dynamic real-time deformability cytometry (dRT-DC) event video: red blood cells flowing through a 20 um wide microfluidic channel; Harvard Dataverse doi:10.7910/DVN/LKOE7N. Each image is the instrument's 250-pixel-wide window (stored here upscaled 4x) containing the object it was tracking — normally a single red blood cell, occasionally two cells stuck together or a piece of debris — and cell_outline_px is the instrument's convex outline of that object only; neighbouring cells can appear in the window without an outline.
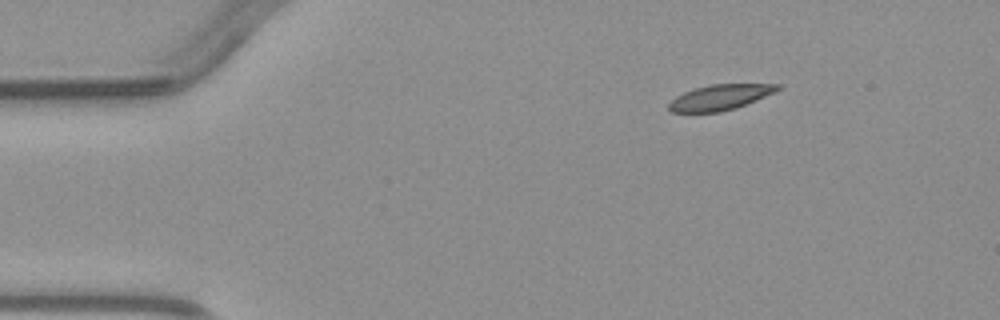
{"species": "common noctule bat (a hibernating species)", "species_latin": "Nyctalus noctula", "temperature_condition": "warm", "stored_images_in_passage": 3, "camera_frame_rate_fps": 3000, "um_per_image_px": 0.085, "animal": {"sex": "male", "body_mass_g": 23.1, "forearm_length_mm": 52.7}, "frame": {"image": 1, "passage_image": 1, "time_ms": 0.0, "image_size_px": [1000, 320], "cell_outline_px": [[780, 88], [776, 92], [736, 108], [720, 112], [668, 112], [668, 104], [676, 96], [684, 92], [696, 88], [712, 84], [780, 84]], "centroid_in_image_um": [61.2, 8.28], "position_along_channel_um": 23.8, "area_um2": 16.07}}
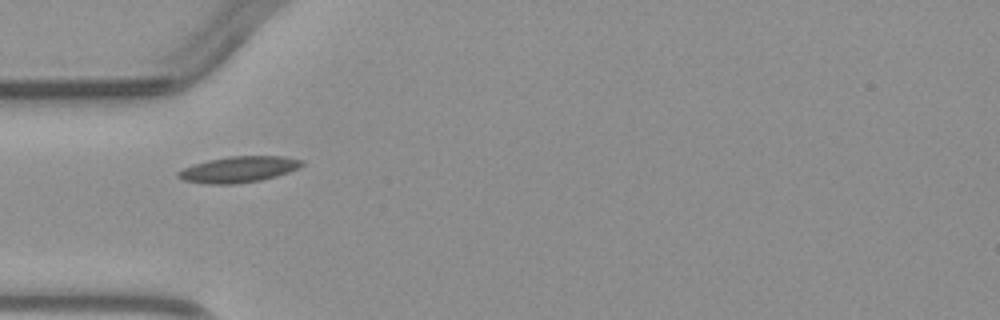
{"frame": {"image": 2, "passage_image": 3, "time_ms": 2.667, "image_size_px": [1000, 320], "cell_outline_px": [[304, 164], [300, 168], [276, 176], [260, 180], [232, 184], [204, 184], [184, 180], [176, 176], [176, 172], [192, 164], [208, 160], [228, 156], [284, 156], [304, 160]], "centroid_in_image_um": [20.28, 14.39], "position_along_channel_um": 64.7, "area_um2": 18.9}}